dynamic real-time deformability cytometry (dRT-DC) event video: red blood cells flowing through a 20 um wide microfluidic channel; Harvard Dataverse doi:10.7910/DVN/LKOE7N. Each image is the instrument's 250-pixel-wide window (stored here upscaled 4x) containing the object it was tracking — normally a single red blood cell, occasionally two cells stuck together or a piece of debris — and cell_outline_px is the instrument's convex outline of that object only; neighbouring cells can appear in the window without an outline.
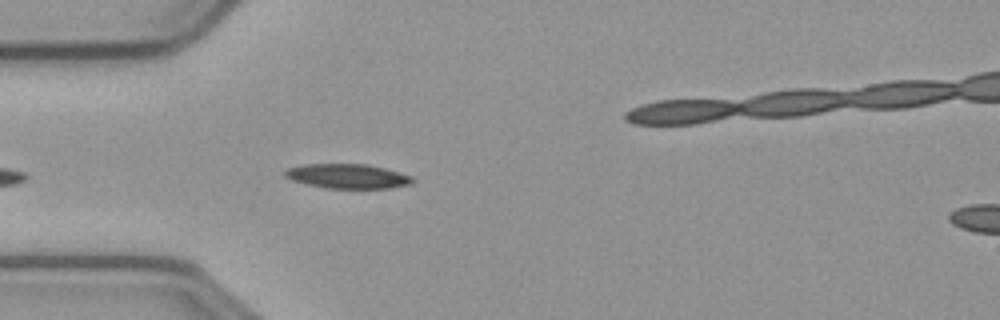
{"species": "common noctule bat (a hibernating species)", "species_latin": "Nyctalus noctula", "temperature_condition": "cold", "stored_images_in_passage": 42, "camera_frame_rate_fps": 3000, "um_per_image_px": 0.085, "animal": {"sex": "male", "body_mass_g": 23.1, "forearm_length_mm": 52.7}, "frame": {"image": 1, "passage_image": 3, "time_ms": 0.667, "image_size_px": [1000, 320], "cell_outline_px": [[416, 180], [412, 184], [392, 188], [324, 188], [292, 180], [284, 176], [284, 172], [288, 168], [304, 164], [368, 164], [384, 168], [412, 176]], "centroid_in_image_um": [29.58, 14.98], "position_along_channel_um": 55.4, "area_um2": 18.26}}
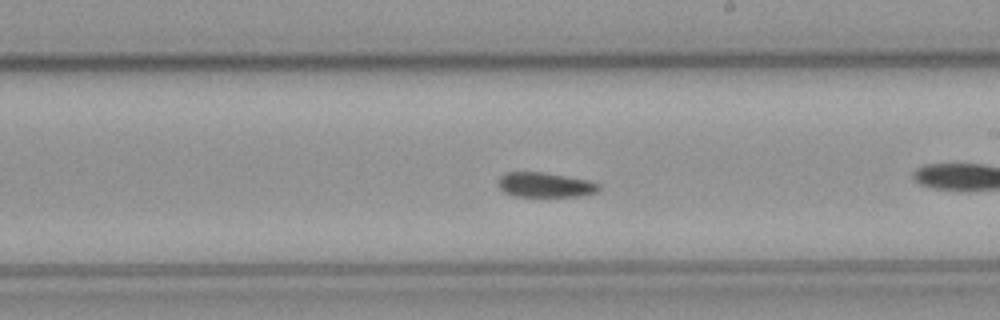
{"frame": {"image": 2, "passage_image": 16, "time_ms": 5.0, "image_size_px": [1000, 320], "cell_outline_px": [[600, 188], [596, 192], [580, 196], [512, 196], [504, 192], [500, 188], [500, 176], [504, 172], [544, 172], [588, 180], [600, 184]], "centroid_in_image_um": [46.34, 15.71], "position_along_channel_um": 242.7, "area_um2": 14.45}}
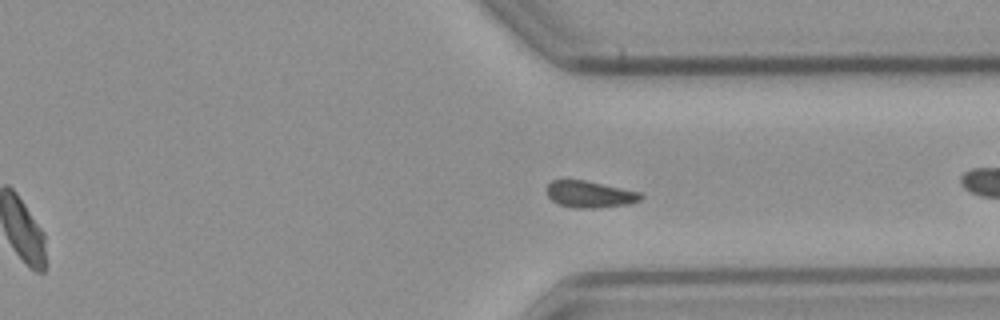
{"frame": {"image": 3, "passage_image": 26, "time_ms": 8.333, "image_size_px": [1000, 320], "cell_outline_px": [[644, 196], [640, 200], [628, 204], [596, 208], [576, 208], [560, 204], [552, 200], [548, 196], [548, 184], [552, 180], [584, 180], [640, 192]], "centroid_in_image_um": [50.15, 16.52], "position_along_channel_um": 361.2, "area_um2": 14.39}, "authors_computed_cell_mechanics": {"area_um2": 14.6523, "velocity_mm_per_s": 3.5609, "shape_relaxation_time_tau1_ms": null, "shape_relaxation_time_tau2_ms": 10.4935, "deformation_change_tau1": null, "deformation_change_tau2": 0.1373}}